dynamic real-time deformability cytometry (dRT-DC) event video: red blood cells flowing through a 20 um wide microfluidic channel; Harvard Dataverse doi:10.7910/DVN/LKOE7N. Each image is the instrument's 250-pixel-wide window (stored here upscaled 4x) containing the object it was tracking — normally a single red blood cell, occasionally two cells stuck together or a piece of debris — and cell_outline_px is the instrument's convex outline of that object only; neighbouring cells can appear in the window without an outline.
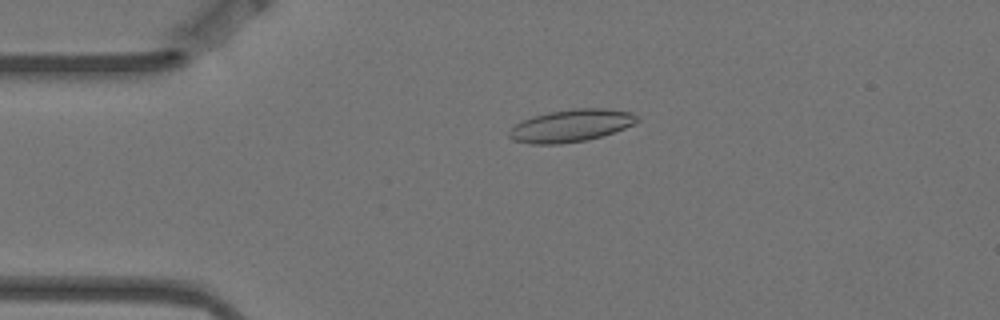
{"species": "Egyptian fruit bat (a non-hibernating species)", "species_latin": "Rousettus aegyptiacus", "temperature_condition": "warm", "stored_images_in_passage": 3, "camera_frame_rate_fps": 3000, "um_per_image_px": 0.085, "animal": {"sex": "female"}, "frame": {"image": 1, "passage_image": 2, "time_ms": 0.333, "image_size_px": [1000, 320], "cell_outline_px": [[640, 120], [624, 128], [588, 140], [556, 144], [532, 144], [512, 140], [508, 136], [508, 132], [516, 124], [532, 116], [548, 112], [572, 108], [604, 108], [632, 112]], "centroid_in_image_um": [48.51, 10.67], "position_along_channel_um": 36.5, "area_um2": 24.04}}